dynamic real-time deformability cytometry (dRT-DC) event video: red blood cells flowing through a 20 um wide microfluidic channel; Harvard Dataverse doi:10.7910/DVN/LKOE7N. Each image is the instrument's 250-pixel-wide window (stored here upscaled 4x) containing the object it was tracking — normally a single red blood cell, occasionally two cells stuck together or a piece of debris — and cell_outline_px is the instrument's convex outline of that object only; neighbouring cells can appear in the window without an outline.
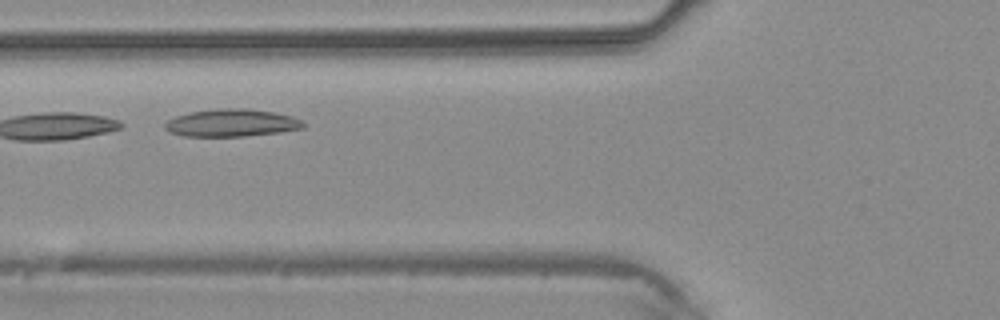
{"species": "common noctule bat (a hibernating species)", "species_latin": "Nyctalus noctula", "temperature_condition": "warm", "stored_images_in_passage": 5, "camera_frame_rate_fps": 3000, "um_per_image_px": 0.085, "animal": {"sex": "male", "body_mass_g": 20.4}, "frame": {"image": 1, "passage_image": 5, "time_ms": 4.667, "image_size_px": [1000, 320], "cell_outline_px": [[304, 128], [280, 132], [244, 136], [184, 136], [168, 132], [164, 128], [164, 124], [168, 120], [176, 116], [192, 112], [220, 108], [244, 108], [272, 112], [292, 116], [300, 120], [304, 124]], "centroid_in_image_um": [19.66, 10.45], "position_along_channel_um": 106.1, "area_um2": 22.02}}